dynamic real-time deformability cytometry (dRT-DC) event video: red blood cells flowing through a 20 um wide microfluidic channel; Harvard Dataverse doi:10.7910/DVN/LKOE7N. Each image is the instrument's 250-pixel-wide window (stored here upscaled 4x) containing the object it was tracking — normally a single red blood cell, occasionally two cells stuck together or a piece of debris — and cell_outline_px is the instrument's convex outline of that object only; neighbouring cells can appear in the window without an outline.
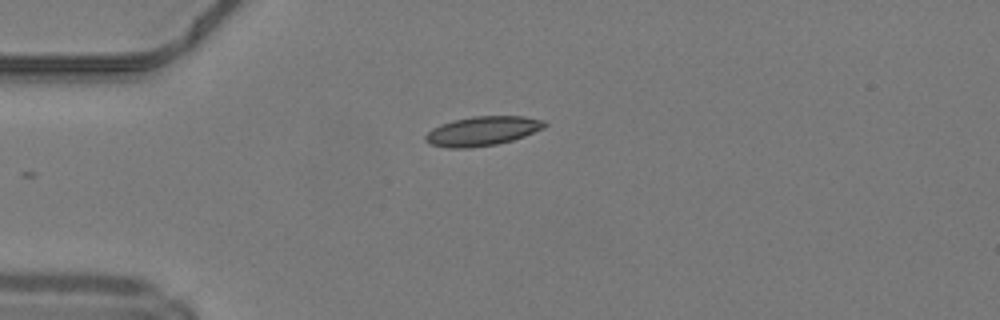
{"species": "common noctule bat (a hibernating species)", "species_latin": "Nyctalus noctula", "temperature_condition": "warm", "stored_images_in_passage": 34, "camera_frame_rate_fps": 3000, "um_per_image_px": 0.085, "animal": {"sex": "male", "body_mass_g": 19.2, "forearm_length_mm": 51.8}, "frame": {"image": 1, "passage_image": 1, "time_ms": 0.0, "image_size_px": [1000, 320], "cell_outline_px": [[548, 124], [544, 128], [524, 136], [512, 140], [496, 144], [468, 148], [448, 148], [432, 144], [424, 140], [424, 136], [432, 128], [440, 124], [452, 120], [472, 116], [524, 116], [544, 120]], "centroid_in_image_um": [41.0, 11.13], "position_along_channel_um": 44.0, "area_um2": 20.4}}
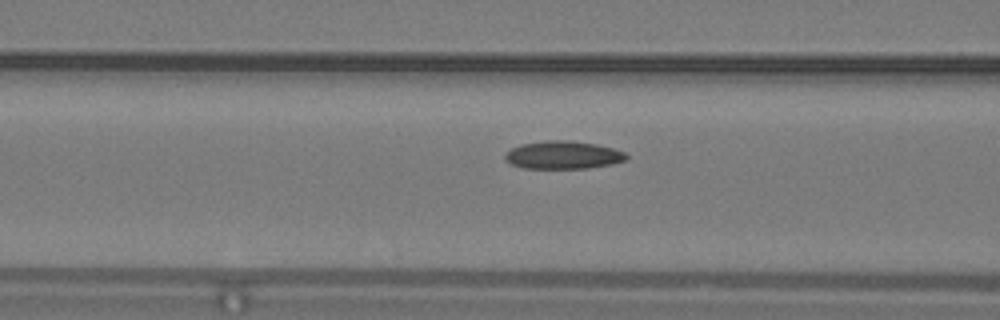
{"frame": {"image": 2, "passage_image": 8, "time_ms": 2.333, "image_size_px": [1000, 320], "cell_outline_px": [[628, 160], [612, 164], [588, 168], [524, 168], [512, 164], [504, 156], [512, 148], [520, 144], [548, 140], [568, 140], [596, 144], [612, 148], [624, 152], [628, 156]], "centroid_in_image_um": [47.9, 13.17], "position_along_channel_um": 118.7, "area_um2": 19.59}}
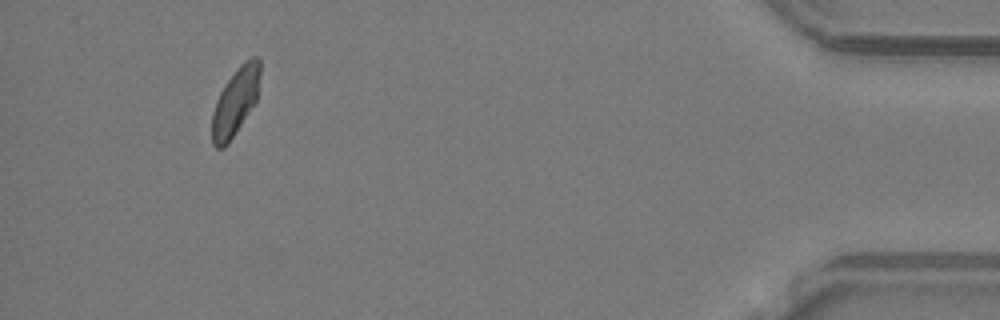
{"frame": {"image": 3, "passage_image": 34, "time_ms": 11.0, "image_size_px": [1000, 320], "cell_outline_px": [[260, 72], [256, 100], [236, 132], [228, 144], [224, 148], [216, 148], [212, 144], [212, 112], [216, 100], [220, 92], [236, 68], [244, 60], [252, 56], [256, 56], [260, 60]], "centroid_in_image_um": [19.99, 8.63], "position_along_channel_um": 415.2, "area_um2": 18.79}, "authors_computed_cell_mechanics": {"area_um2": 19.1607, "velocity_mm_per_s": 4.2145, "shape_relaxation_time_tau1_ms": 9.3259, "shape_relaxation_time_tau2_ms": 4.7213, "deformation_change_tau1": 0.1643, "deformation_change_tau2": 0.0949}}